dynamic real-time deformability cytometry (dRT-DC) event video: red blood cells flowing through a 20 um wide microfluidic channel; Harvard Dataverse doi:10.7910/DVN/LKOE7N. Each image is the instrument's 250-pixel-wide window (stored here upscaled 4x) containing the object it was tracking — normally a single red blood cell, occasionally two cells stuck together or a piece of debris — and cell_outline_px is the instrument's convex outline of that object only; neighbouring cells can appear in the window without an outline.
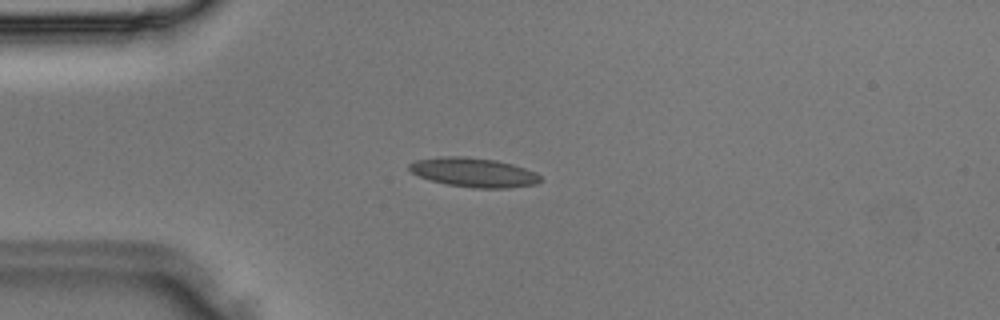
{"species": "Egyptian fruit bat (a non-hibernating species)", "species_latin": "Rousettus aegyptiacus", "temperature_condition": "room temperature", "stored_images_in_passage": 30, "camera_frame_rate_fps": 3000, "um_per_image_px": 0.085, "animal": {"sex": "male"}, "frame": {"image": 1, "passage_image": 3, "time_ms": 0.667, "image_size_px": [1000, 320], "cell_outline_px": [[544, 180], [536, 184], [508, 188], [472, 188], [448, 184], [432, 180], [420, 176], [412, 172], [408, 168], [408, 164], [416, 160], [440, 156], [464, 156], [496, 160], [512, 164], [536, 172]], "centroid_in_image_um": [40.29, 14.65], "position_along_channel_um": 44.7, "area_um2": 22.37}}
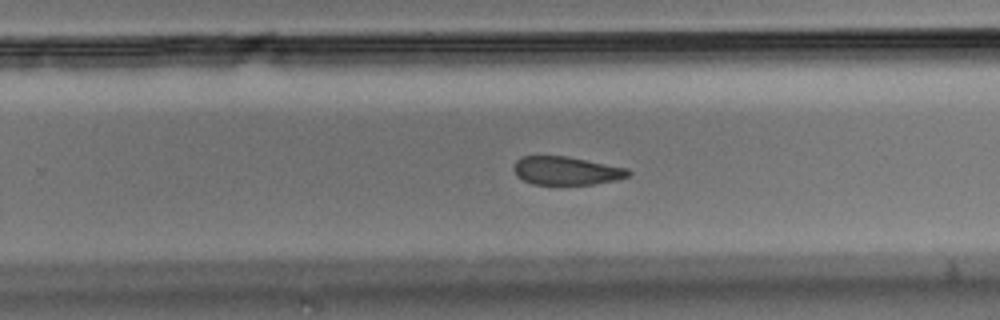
{"frame": {"image": 2, "passage_image": 17, "time_ms": 5.333, "image_size_px": [1000, 320], "cell_outline_px": [[632, 172], [628, 176], [616, 180], [592, 184], [532, 184], [516, 176], [512, 168], [516, 160], [520, 156], [568, 156], [628, 168]], "centroid_in_image_um": [48.12, 14.5], "position_along_channel_um": 281.7, "area_um2": 19.02}}
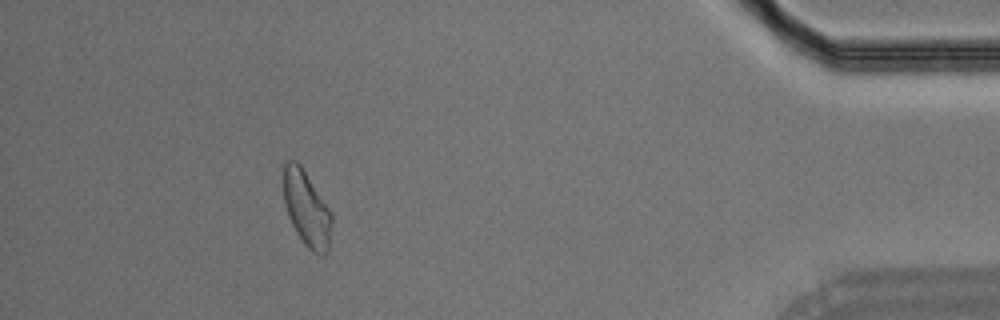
{"frame": {"image": 3, "passage_image": 27, "time_ms": 8.667, "image_size_px": [1000, 320], "cell_outline_px": [[332, 224], [328, 252], [324, 256], [320, 256], [312, 252], [304, 244], [296, 232], [288, 216], [284, 200], [284, 160], [296, 160], [300, 164], [332, 212]], "centroid_in_image_um": [26.08, 17.76], "position_along_channel_um": 409.1, "area_um2": 21.33}}